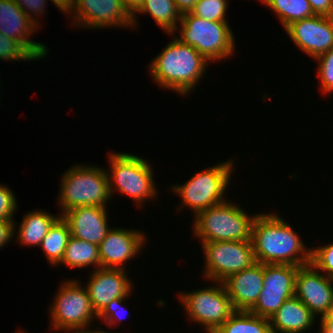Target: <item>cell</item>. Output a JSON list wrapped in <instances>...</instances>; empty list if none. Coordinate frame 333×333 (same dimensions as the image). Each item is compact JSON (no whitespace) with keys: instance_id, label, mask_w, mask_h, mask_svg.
I'll list each match as a JSON object with an SVG mask.
<instances>
[{"instance_id":"10","label":"cell","mask_w":333,"mask_h":333,"mask_svg":"<svg viewBox=\"0 0 333 333\" xmlns=\"http://www.w3.org/2000/svg\"><path fill=\"white\" fill-rule=\"evenodd\" d=\"M205 256V278L223 282L230 275L256 263L251 240L201 242Z\"/></svg>"},{"instance_id":"8","label":"cell","mask_w":333,"mask_h":333,"mask_svg":"<svg viewBox=\"0 0 333 333\" xmlns=\"http://www.w3.org/2000/svg\"><path fill=\"white\" fill-rule=\"evenodd\" d=\"M76 280L62 283L50 307L51 327L55 330H87L94 318L88 291Z\"/></svg>"},{"instance_id":"35","label":"cell","mask_w":333,"mask_h":333,"mask_svg":"<svg viewBox=\"0 0 333 333\" xmlns=\"http://www.w3.org/2000/svg\"><path fill=\"white\" fill-rule=\"evenodd\" d=\"M14 223L17 222H14V220H0V248L8 244L14 236V232H16Z\"/></svg>"},{"instance_id":"41","label":"cell","mask_w":333,"mask_h":333,"mask_svg":"<svg viewBox=\"0 0 333 333\" xmlns=\"http://www.w3.org/2000/svg\"><path fill=\"white\" fill-rule=\"evenodd\" d=\"M207 333H217V331H214V330H207Z\"/></svg>"},{"instance_id":"12","label":"cell","mask_w":333,"mask_h":333,"mask_svg":"<svg viewBox=\"0 0 333 333\" xmlns=\"http://www.w3.org/2000/svg\"><path fill=\"white\" fill-rule=\"evenodd\" d=\"M74 11V13H73ZM73 26L106 28L122 26L133 28L132 16L122 0H76L72 9Z\"/></svg>"},{"instance_id":"20","label":"cell","mask_w":333,"mask_h":333,"mask_svg":"<svg viewBox=\"0 0 333 333\" xmlns=\"http://www.w3.org/2000/svg\"><path fill=\"white\" fill-rule=\"evenodd\" d=\"M315 319L316 316L294 296L269 319L271 333H304L313 326Z\"/></svg>"},{"instance_id":"23","label":"cell","mask_w":333,"mask_h":333,"mask_svg":"<svg viewBox=\"0 0 333 333\" xmlns=\"http://www.w3.org/2000/svg\"><path fill=\"white\" fill-rule=\"evenodd\" d=\"M61 264L72 268H85L95 265L100 268L99 246L70 236Z\"/></svg>"},{"instance_id":"30","label":"cell","mask_w":333,"mask_h":333,"mask_svg":"<svg viewBox=\"0 0 333 333\" xmlns=\"http://www.w3.org/2000/svg\"><path fill=\"white\" fill-rule=\"evenodd\" d=\"M311 263L318 271L333 279V243L312 249Z\"/></svg>"},{"instance_id":"3","label":"cell","mask_w":333,"mask_h":333,"mask_svg":"<svg viewBox=\"0 0 333 333\" xmlns=\"http://www.w3.org/2000/svg\"><path fill=\"white\" fill-rule=\"evenodd\" d=\"M228 201L195 216L192 230L201 242L251 240L252 223L257 214L249 216L239 205Z\"/></svg>"},{"instance_id":"13","label":"cell","mask_w":333,"mask_h":333,"mask_svg":"<svg viewBox=\"0 0 333 333\" xmlns=\"http://www.w3.org/2000/svg\"><path fill=\"white\" fill-rule=\"evenodd\" d=\"M317 271L312 263L299 266L295 297L315 316L322 317L333 310V279Z\"/></svg>"},{"instance_id":"38","label":"cell","mask_w":333,"mask_h":333,"mask_svg":"<svg viewBox=\"0 0 333 333\" xmlns=\"http://www.w3.org/2000/svg\"><path fill=\"white\" fill-rule=\"evenodd\" d=\"M51 1L61 12L64 11L65 14L69 13V16L70 15L72 16L70 12H72L76 0H51Z\"/></svg>"},{"instance_id":"4","label":"cell","mask_w":333,"mask_h":333,"mask_svg":"<svg viewBox=\"0 0 333 333\" xmlns=\"http://www.w3.org/2000/svg\"><path fill=\"white\" fill-rule=\"evenodd\" d=\"M59 204L61 215L78 206L106 207L112 198L105 169L91 165L72 166L62 175Z\"/></svg>"},{"instance_id":"2","label":"cell","mask_w":333,"mask_h":333,"mask_svg":"<svg viewBox=\"0 0 333 333\" xmlns=\"http://www.w3.org/2000/svg\"><path fill=\"white\" fill-rule=\"evenodd\" d=\"M209 63L194 47L174 38L155 57L149 67L154 82L178 94H189L202 76Z\"/></svg>"},{"instance_id":"40","label":"cell","mask_w":333,"mask_h":333,"mask_svg":"<svg viewBox=\"0 0 333 333\" xmlns=\"http://www.w3.org/2000/svg\"><path fill=\"white\" fill-rule=\"evenodd\" d=\"M72 333H107V331L105 332L104 330H98L93 332V330L91 331L90 329L89 330H72Z\"/></svg>"},{"instance_id":"17","label":"cell","mask_w":333,"mask_h":333,"mask_svg":"<svg viewBox=\"0 0 333 333\" xmlns=\"http://www.w3.org/2000/svg\"><path fill=\"white\" fill-rule=\"evenodd\" d=\"M37 27L13 0H0V33L18 41L36 60L48 54L47 45L30 39Z\"/></svg>"},{"instance_id":"31","label":"cell","mask_w":333,"mask_h":333,"mask_svg":"<svg viewBox=\"0 0 333 333\" xmlns=\"http://www.w3.org/2000/svg\"><path fill=\"white\" fill-rule=\"evenodd\" d=\"M15 194L5 185H0V220H13L17 209Z\"/></svg>"},{"instance_id":"21","label":"cell","mask_w":333,"mask_h":333,"mask_svg":"<svg viewBox=\"0 0 333 333\" xmlns=\"http://www.w3.org/2000/svg\"><path fill=\"white\" fill-rule=\"evenodd\" d=\"M60 216H53L43 210L28 212L19 225L17 239L26 246H39L52 224Z\"/></svg>"},{"instance_id":"34","label":"cell","mask_w":333,"mask_h":333,"mask_svg":"<svg viewBox=\"0 0 333 333\" xmlns=\"http://www.w3.org/2000/svg\"><path fill=\"white\" fill-rule=\"evenodd\" d=\"M315 15L333 16V0H308Z\"/></svg>"},{"instance_id":"18","label":"cell","mask_w":333,"mask_h":333,"mask_svg":"<svg viewBox=\"0 0 333 333\" xmlns=\"http://www.w3.org/2000/svg\"><path fill=\"white\" fill-rule=\"evenodd\" d=\"M106 207L78 206L61 216L67 222L71 236L99 245L110 229Z\"/></svg>"},{"instance_id":"5","label":"cell","mask_w":333,"mask_h":333,"mask_svg":"<svg viewBox=\"0 0 333 333\" xmlns=\"http://www.w3.org/2000/svg\"><path fill=\"white\" fill-rule=\"evenodd\" d=\"M178 25L181 33L176 38L194 47L208 62L232 56L235 39L227 22L208 21L187 12Z\"/></svg>"},{"instance_id":"39","label":"cell","mask_w":333,"mask_h":333,"mask_svg":"<svg viewBox=\"0 0 333 333\" xmlns=\"http://www.w3.org/2000/svg\"><path fill=\"white\" fill-rule=\"evenodd\" d=\"M198 0H174L181 14L191 12Z\"/></svg>"},{"instance_id":"7","label":"cell","mask_w":333,"mask_h":333,"mask_svg":"<svg viewBox=\"0 0 333 333\" xmlns=\"http://www.w3.org/2000/svg\"><path fill=\"white\" fill-rule=\"evenodd\" d=\"M233 160L216 164L193 175L185 184L175 185L171 189L180 195V207H190L195 216L203 210L226 201L223 198L230 184Z\"/></svg>"},{"instance_id":"37","label":"cell","mask_w":333,"mask_h":333,"mask_svg":"<svg viewBox=\"0 0 333 333\" xmlns=\"http://www.w3.org/2000/svg\"><path fill=\"white\" fill-rule=\"evenodd\" d=\"M320 332L333 333V310L322 317H320Z\"/></svg>"},{"instance_id":"11","label":"cell","mask_w":333,"mask_h":333,"mask_svg":"<svg viewBox=\"0 0 333 333\" xmlns=\"http://www.w3.org/2000/svg\"><path fill=\"white\" fill-rule=\"evenodd\" d=\"M299 266L264 264L263 289L249 312L270 319L283 305L295 296V279Z\"/></svg>"},{"instance_id":"15","label":"cell","mask_w":333,"mask_h":333,"mask_svg":"<svg viewBox=\"0 0 333 333\" xmlns=\"http://www.w3.org/2000/svg\"><path fill=\"white\" fill-rule=\"evenodd\" d=\"M139 231L110 228L98 245L100 268L125 269L123 264L136 257L146 241L144 232Z\"/></svg>"},{"instance_id":"9","label":"cell","mask_w":333,"mask_h":333,"mask_svg":"<svg viewBox=\"0 0 333 333\" xmlns=\"http://www.w3.org/2000/svg\"><path fill=\"white\" fill-rule=\"evenodd\" d=\"M215 284L178 295L187 316L194 323L204 326L205 331H216L236 311L223 282Z\"/></svg>"},{"instance_id":"27","label":"cell","mask_w":333,"mask_h":333,"mask_svg":"<svg viewBox=\"0 0 333 333\" xmlns=\"http://www.w3.org/2000/svg\"><path fill=\"white\" fill-rule=\"evenodd\" d=\"M228 4V0H198L190 13L208 21L227 22Z\"/></svg>"},{"instance_id":"1","label":"cell","mask_w":333,"mask_h":333,"mask_svg":"<svg viewBox=\"0 0 333 333\" xmlns=\"http://www.w3.org/2000/svg\"><path fill=\"white\" fill-rule=\"evenodd\" d=\"M256 262L303 266L311 263L308 250L293 228L279 215L259 213L251 230Z\"/></svg>"},{"instance_id":"16","label":"cell","mask_w":333,"mask_h":333,"mask_svg":"<svg viewBox=\"0 0 333 333\" xmlns=\"http://www.w3.org/2000/svg\"><path fill=\"white\" fill-rule=\"evenodd\" d=\"M126 269L95 268L91 271L86 289L92 308L98 315L112 300L130 296L132 281Z\"/></svg>"},{"instance_id":"14","label":"cell","mask_w":333,"mask_h":333,"mask_svg":"<svg viewBox=\"0 0 333 333\" xmlns=\"http://www.w3.org/2000/svg\"><path fill=\"white\" fill-rule=\"evenodd\" d=\"M285 31L297 47L314 59L333 47V16L314 15L290 24Z\"/></svg>"},{"instance_id":"6","label":"cell","mask_w":333,"mask_h":333,"mask_svg":"<svg viewBox=\"0 0 333 333\" xmlns=\"http://www.w3.org/2000/svg\"><path fill=\"white\" fill-rule=\"evenodd\" d=\"M108 158L110 172L106 173L111 196L118 190L122 196L125 194L134 199L140 207L149 198L158 196L154 174L148 161L140 156L112 151Z\"/></svg>"},{"instance_id":"36","label":"cell","mask_w":333,"mask_h":333,"mask_svg":"<svg viewBox=\"0 0 333 333\" xmlns=\"http://www.w3.org/2000/svg\"><path fill=\"white\" fill-rule=\"evenodd\" d=\"M124 7L132 16L133 27L137 24L136 22V12L140 9L143 5L144 0H122ZM136 17V18H135Z\"/></svg>"},{"instance_id":"25","label":"cell","mask_w":333,"mask_h":333,"mask_svg":"<svg viewBox=\"0 0 333 333\" xmlns=\"http://www.w3.org/2000/svg\"><path fill=\"white\" fill-rule=\"evenodd\" d=\"M217 333H271L270 321L249 311H235Z\"/></svg>"},{"instance_id":"26","label":"cell","mask_w":333,"mask_h":333,"mask_svg":"<svg viewBox=\"0 0 333 333\" xmlns=\"http://www.w3.org/2000/svg\"><path fill=\"white\" fill-rule=\"evenodd\" d=\"M262 3L275 11L284 29L296 21L315 15L308 0H264Z\"/></svg>"},{"instance_id":"22","label":"cell","mask_w":333,"mask_h":333,"mask_svg":"<svg viewBox=\"0 0 333 333\" xmlns=\"http://www.w3.org/2000/svg\"><path fill=\"white\" fill-rule=\"evenodd\" d=\"M136 13L151 15L159 27L170 35H176L179 28L177 22L179 24L182 18L174 0H144Z\"/></svg>"},{"instance_id":"19","label":"cell","mask_w":333,"mask_h":333,"mask_svg":"<svg viewBox=\"0 0 333 333\" xmlns=\"http://www.w3.org/2000/svg\"><path fill=\"white\" fill-rule=\"evenodd\" d=\"M264 264L256 262L249 268L230 275L223 284L237 311H249L263 289Z\"/></svg>"},{"instance_id":"29","label":"cell","mask_w":333,"mask_h":333,"mask_svg":"<svg viewBox=\"0 0 333 333\" xmlns=\"http://www.w3.org/2000/svg\"><path fill=\"white\" fill-rule=\"evenodd\" d=\"M315 60L319 62L317 74L322 92L330 94L333 92V47L326 53L319 55Z\"/></svg>"},{"instance_id":"24","label":"cell","mask_w":333,"mask_h":333,"mask_svg":"<svg viewBox=\"0 0 333 333\" xmlns=\"http://www.w3.org/2000/svg\"><path fill=\"white\" fill-rule=\"evenodd\" d=\"M70 236L69 226L63 217L60 216L52 224L39 245L51 265L56 266L60 264Z\"/></svg>"},{"instance_id":"33","label":"cell","mask_w":333,"mask_h":333,"mask_svg":"<svg viewBox=\"0 0 333 333\" xmlns=\"http://www.w3.org/2000/svg\"><path fill=\"white\" fill-rule=\"evenodd\" d=\"M24 12L25 14L37 25L39 26L40 23L36 20L37 17L41 13L43 15V8L46 5V0H13ZM35 16H33V13ZM32 13V14H31ZM38 21V23H37ZM39 24V25H38Z\"/></svg>"},{"instance_id":"32","label":"cell","mask_w":333,"mask_h":333,"mask_svg":"<svg viewBox=\"0 0 333 333\" xmlns=\"http://www.w3.org/2000/svg\"><path fill=\"white\" fill-rule=\"evenodd\" d=\"M128 296L117 298L112 300L98 315L97 318L104 319L103 322H107V326H112L118 323V320H121V312L120 310L124 308L122 306L123 302L126 300ZM125 299V300H124ZM123 311V310H122ZM120 313V315H119ZM119 315V317H118Z\"/></svg>"},{"instance_id":"28","label":"cell","mask_w":333,"mask_h":333,"mask_svg":"<svg viewBox=\"0 0 333 333\" xmlns=\"http://www.w3.org/2000/svg\"><path fill=\"white\" fill-rule=\"evenodd\" d=\"M36 60L18 41L0 33V60Z\"/></svg>"}]
</instances>
